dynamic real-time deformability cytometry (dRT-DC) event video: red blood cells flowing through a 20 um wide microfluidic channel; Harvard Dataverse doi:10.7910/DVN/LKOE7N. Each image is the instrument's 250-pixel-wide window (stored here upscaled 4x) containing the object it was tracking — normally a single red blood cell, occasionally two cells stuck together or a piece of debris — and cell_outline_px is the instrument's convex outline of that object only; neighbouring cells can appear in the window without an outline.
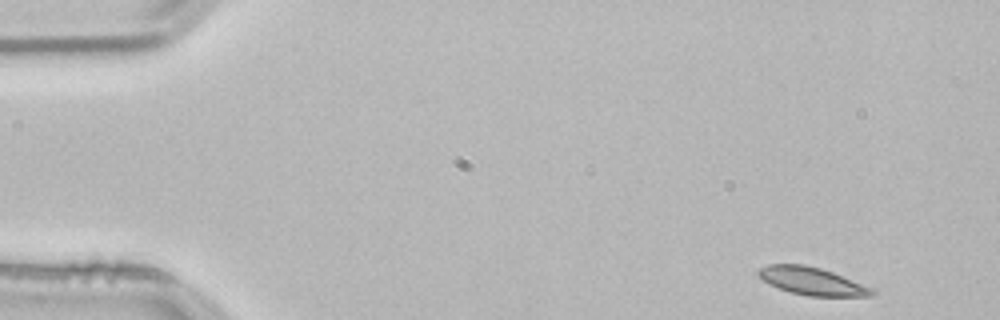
{"species": "common noctule bat (a hibernating species)", "species_latin": "Nyctalus noctula", "temperature_condition": "room temperature", "stored_images_in_passage": 50, "camera_frame_rate_fps": 3000, "um_per_image_px": 0.085, "animal": {"sex": "male", "body_mass_g": 21.5, "forearm_length_mm": 52.0}, "frame": {"image": 1, "passage_image": 1, "time_ms": 0.0, "image_size_px": [1000, 320], "cell_outline_px": [[876, 292], [872, 296], [808, 296], [792, 292], [768, 284], [756, 272], [760, 268], [768, 264], [804, 264], [820, 268], [832, 272], [876, 288]], "centroid_in_image_um": [69.07, 23.89], "position_along_channel_um": 15.9, "area_um2": 18.38}}
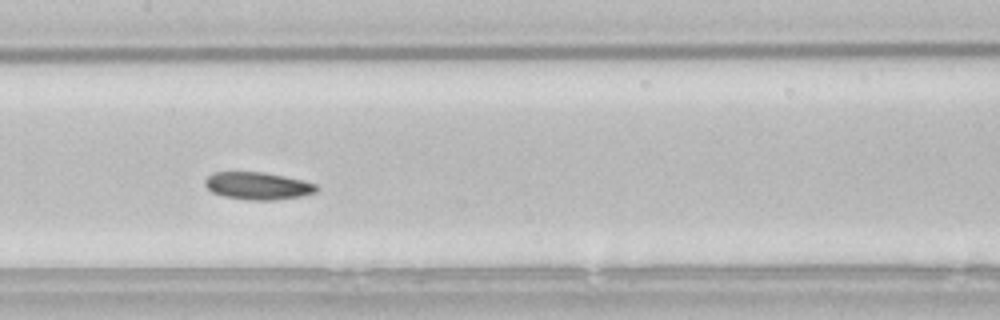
{"frame": {"image": 2, "passage_image": 23, "time_ms": 7.333, "image_size_px": [1000, 320], "cell_outline_px": [[320, 188], [316, 192], [300, 196], [272, 200], [256, 200], [224, 196], [212, 192], [204, 184], [204, 180], [208, 176], [216, 172], [264, 172], [284, 176], [316, 184]], "centroid_in_image_um": [21.92, 15.79], "position_along_channel_um": 185.5, "area_um2": 17.57}}
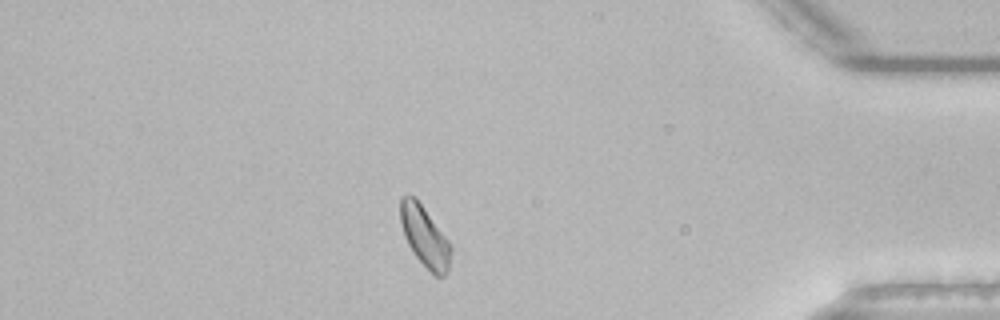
{"frame": {"image": 3, "passage_image": 43, "time_ms": 14.0, "image_size_px": [1000, 320], "cell_outline_px": [[452, 252], [448, 272], [444, 276], [436, 276], [416, 256], [408, 244], [404, 236], [400, 220], [400, 196], [416, 196], [448, 240], [452, 248]], "centroid_in_image_um": [36.11, 20.07], "position_along_channel_um": 399.1, "area_um2": 17.74}, "authors_computed_cell_mechanics": {"area_um2": 17.9758, "velocity_mm_per_s": 3.7856, "shape_relaxation_time_tau1_ms": 4.5379, "shape_relaxation_time_tau2_ms": null, "deformation_change_tau1": 0.1002, "deformation_change_tau2": null}}